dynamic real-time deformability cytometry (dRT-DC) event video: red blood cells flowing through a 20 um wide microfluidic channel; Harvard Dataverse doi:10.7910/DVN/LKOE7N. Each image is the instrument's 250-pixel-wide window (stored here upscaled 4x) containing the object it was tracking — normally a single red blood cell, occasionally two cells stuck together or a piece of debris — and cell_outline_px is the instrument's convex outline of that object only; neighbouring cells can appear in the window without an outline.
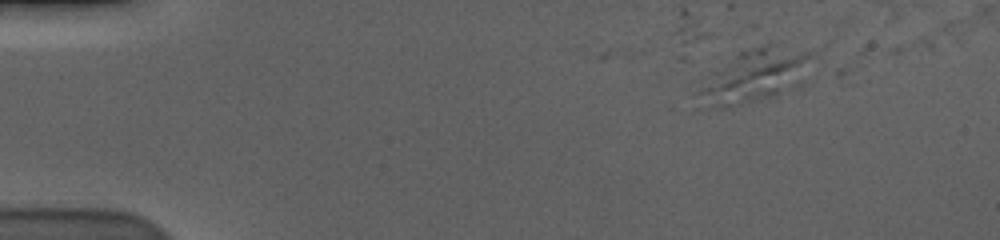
{"species": "human", "species_latin": "Homo sapiens", "temperature_condition": "cold", "stored_images_in_passage": 3, "camera_frame_rate_fps": 3000, "um_per_image_px": 0.085, "donor": {"sex": "male"}, "frame": {"image": 1, "passage_image": 1, "time_ms": 0.0, "image_size_px": [1000, 240], "cell_outline_px": [[832, 40], [820, 64], [772, 96], [728, 108], [712, 108], [696, 92], [708, 72], [748, 28], [752, 24], [756, 24]], "centroid_in_image_um": [64.68, 5.6], "position_along_channel_um": 20.3, "area_um2": 48.15}}